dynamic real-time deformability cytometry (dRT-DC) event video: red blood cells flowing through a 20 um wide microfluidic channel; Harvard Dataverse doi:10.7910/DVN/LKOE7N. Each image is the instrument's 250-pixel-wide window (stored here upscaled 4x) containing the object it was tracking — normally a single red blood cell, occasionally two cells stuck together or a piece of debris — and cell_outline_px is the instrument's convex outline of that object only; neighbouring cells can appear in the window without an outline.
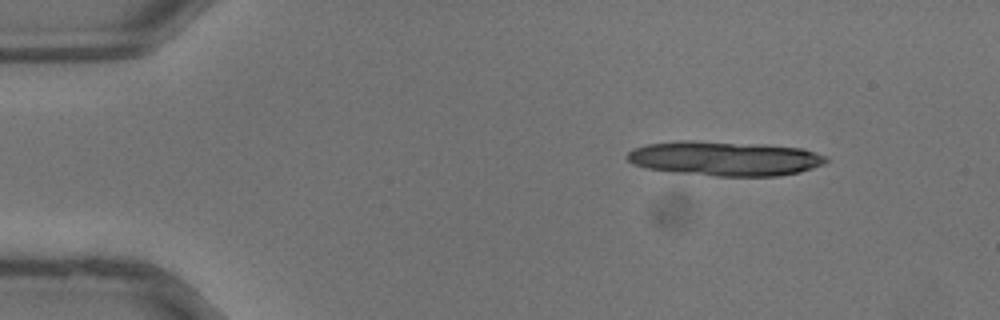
{"species": "common noctule bat (a hibernating species)", "species_latin": "Nyctalus noctula", "temperature_condition": "warm", "stored_images_in_passage": 20, "camera_frame_rate_fps": 3000, "um_per_image_px": 0.085, "animal": {"sex": "male", "body_mass_g": 13.3}, "frame": {"image": 1, "passage_image": 1, "time_ms": 0.0, "image_size_px": [1000, 320], "cell_outline_px": [[828, 160], [824, 164], [800, 172], [776, 176], [716, 176], [676, 172], [648, 168], [636, 164], [628, 160], [628, 152], [632, 148], [648, 144], [676, 140], [688, 140], [764, 144], [804, 148], [828, 156]], "centroid_in_image_um": [61.66, 13.46], "position_along_channel_um": 23.3, "area_um2": 40.11}}
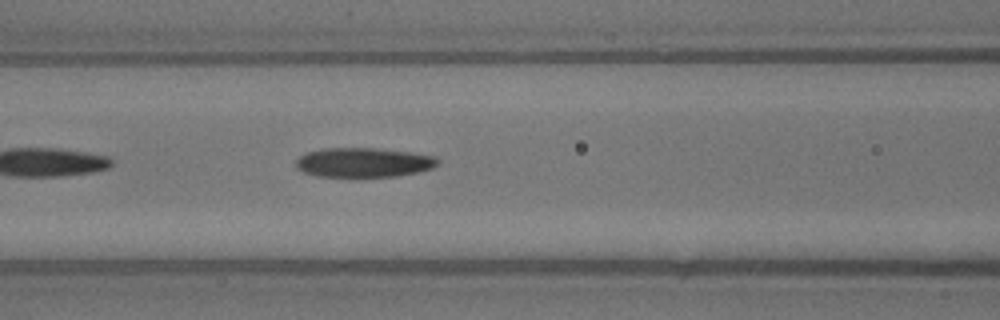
{"frame": {"image": 2, "passage_image": 12, "time_ms": 3.667, "image_size_px": [1000, 320], "cell_outline_px": [[440, 160], [432, 168], [420, 172], [396, 176], [316, 176], [304, 172], [296, 168], [296, 160], [304, 152], [320, 148], [376, 148], [412, 152], [436, 156]], "centroid_in_image_um": [30.9, 13.79], "position_along_channel_um": 135.7, "area_um2": 24.51}}
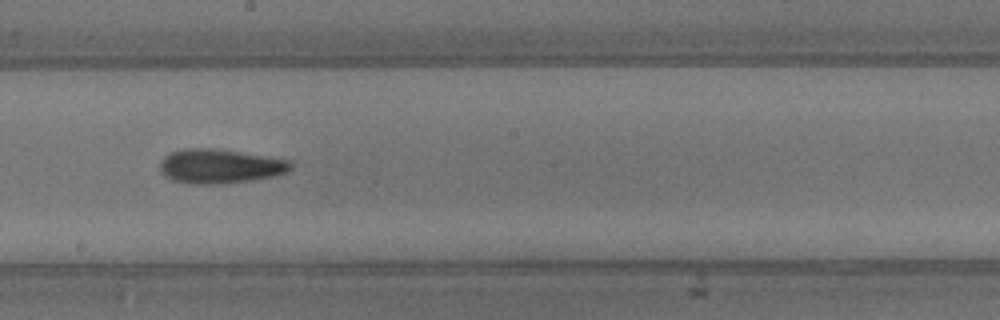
{"frame": {"image": 3, "passage_image": 17, "time_ms": 5.333, "image_size_px": [1000, 320], "cell_outline_px": [[292, 168], [288, 172], [276, 176], [220, 184], [188, 184], [172, 180], [164, 176], [160, 172], [160, 164], [164, 156], [172, 152], [188, 148], [212, 148], [268, 156], [292, 160]], "centroid_in_image_um": [18.71, 14.13], "position_along_channel_um": 229.5, "area_um2": 26.3}}